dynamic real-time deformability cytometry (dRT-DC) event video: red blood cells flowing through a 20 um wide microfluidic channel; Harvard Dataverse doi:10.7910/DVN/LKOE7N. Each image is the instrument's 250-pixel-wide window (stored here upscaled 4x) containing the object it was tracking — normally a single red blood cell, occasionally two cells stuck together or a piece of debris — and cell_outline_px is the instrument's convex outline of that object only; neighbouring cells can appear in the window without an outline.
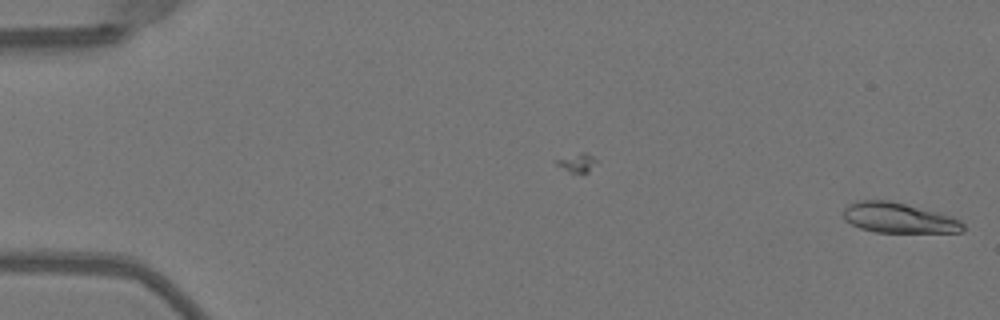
{"species": "Egyptian fruit bat (a non-hibernating species)", "species_latin": "Rousettus aegyptiacus", "temperature_condition": "warm", "stored_images_in_passage": 7, "camera_frame_rate_fps": 3000, "um_per_image_px": 0.085, "animal": {"sex": "female"}, "frame": {"image": 1, "passage_image": 7, "time_ms": 2.0, "image_size_px": [1000, 320], "cell_outline_px": [[964, 232], [876, 232], [860, 228], [844, 220], [844, 208], [848, 204], [860, 200], [892, 200], [940, 212], [952, 216], [960, 220], [964, 224]], "centroid_in_image_um": [76.41, 18.51], "position_along_channel_um": 8.6, "area_um2": 21.27}}